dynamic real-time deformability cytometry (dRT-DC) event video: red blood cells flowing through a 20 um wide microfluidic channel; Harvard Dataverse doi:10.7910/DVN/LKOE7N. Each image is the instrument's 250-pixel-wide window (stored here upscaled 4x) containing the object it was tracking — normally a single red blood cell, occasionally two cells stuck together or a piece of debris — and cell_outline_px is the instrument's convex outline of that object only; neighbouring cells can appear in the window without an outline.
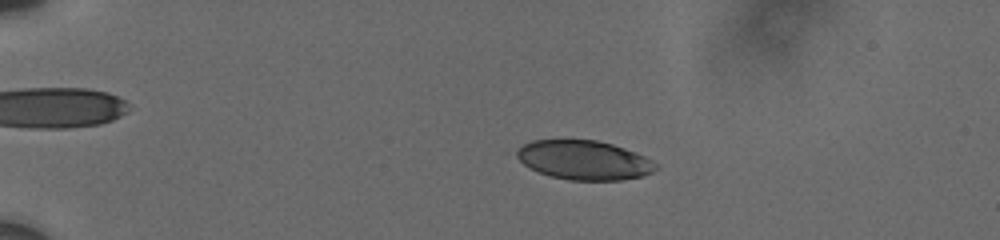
{"species": "human", "species_latin": "Homo sapiens", "temperature_condition": "cold", "stored_images_in_passage": 57, "camera_frame_rate_fps": 3000, "um_per_image_px": 0.085, "donor": {"sex": "male"}, "frame": {"image": 1, "passage_image": 13, "time_ms": 4.0, "image_size_px": [1000, 240], "cell_outline_px": [[660, 168], [644, 176], [620, 180], [572, 180], [552, 176], [540, 172], [524, 164], [504, 152], [532, 140], [596, 140], [612, 144], [636, 152], [660, 164]], "centroid_in_image_um": [49.57, 13.59], "position_along_channel_um": 35.4, "area_um2": 32.48}}
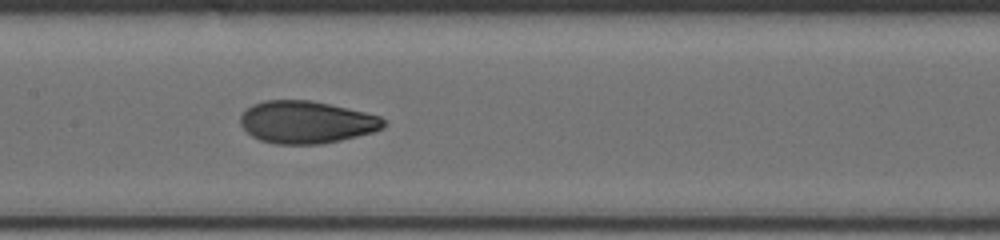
{"frame": {"image": 2, "passage_image": 31, "time_ms": 10.0, "image_size_px": [1000, 240], "cell_outline_px": [[388, 124], [384, 128], [372, 132], [340, 140], [320, 144], [276, 144], [260, 140], [252, 136], [240, 124], [240, 116], [252, 104], [264, 100], [308, 100], [328, 104], [364, 112], [380, 116], [388, 120]], "centroid_in_image_um": [26.06, 10.38], "position_along_channel_um": 181.3, "area_um2": 35.32}}
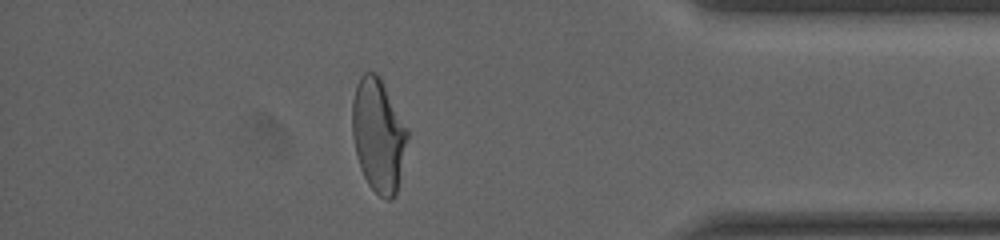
{"frame": {"image": 3, "passage_image": 51, "time_ms": 16.667, "image_size_px": [1000, 240], "cell_outline_px": [[408, 136], [396, 196], [392, 200], [388, 200], [380, 196], [368, 184], [360, 168], [356, 156], [352, 136], [352, 100], [356, 84], [360, 76], [364, 72], [376, 72], [380, 76], [408, 128]], "centroid_in_image_um": [32.15, 11.47], "position_along_channel_um": 403.1, "area_um2": 36.76}, "authors_computed_cell_mechanics": {"area_um2": 35.1424, "velocity_mm_per_s": 3.7001, "shape_relaxation_time_tau1_ms": 4.2281, "shape_relaxation_time_tau2_ms": 1.0283, "deformation_change_tau1": 0.1699, "deformation_change_tau2": 0.0538}}